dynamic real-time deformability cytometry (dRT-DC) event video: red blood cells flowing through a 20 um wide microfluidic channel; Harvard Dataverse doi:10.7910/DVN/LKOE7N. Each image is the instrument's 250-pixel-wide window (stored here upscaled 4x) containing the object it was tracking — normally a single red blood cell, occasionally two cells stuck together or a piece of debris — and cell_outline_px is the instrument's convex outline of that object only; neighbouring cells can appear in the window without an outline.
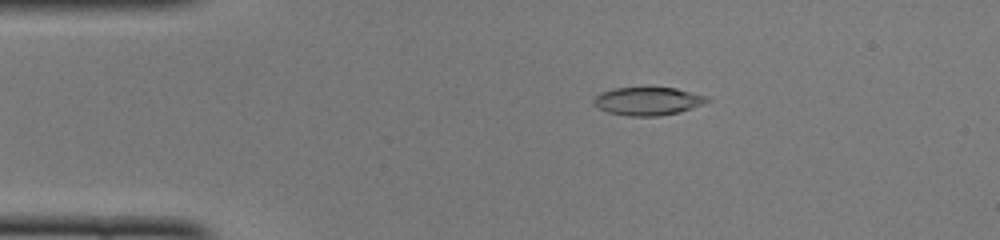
{"species": "common noctule bat (a hibernating species)", "species_latin": "Nyctalus noctula", "temperature_condition": "cold", "stored_images_in_passage": 50, "camera_frame_rate_fps": 3000, "um_per_image_px": 0.085, "animal": {"sex": "female", "body_mass_g": 22.0, "forearm_length_mm": 56.7}, "frame": {"image": 1, "passage_image": 9, "time_ms": 2.667, "image_size_px": [1000, 240], "cell_outline_px": [[708, 100], [704, 104], [680, 112], [660, 116], [628, 116], [608, 112], [600, 108], [592, 100], [600, 92], [616, 88], [676, 88], [708, 96]], "centroid_in_image_um": [55.09, 8.6], "position_along_channel_um": 29.9, "area_um2": 18.44}}
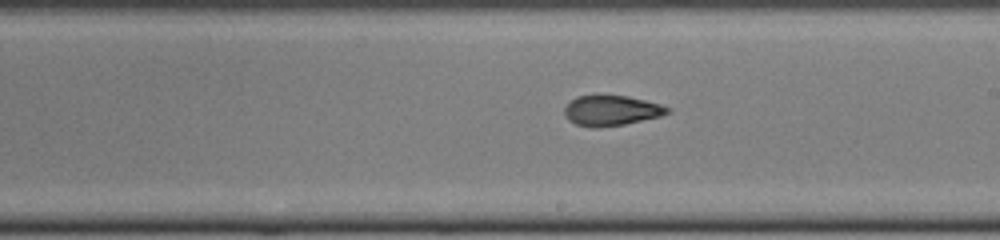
{"frame": {"image": 2, "passage_image": 28, "time_ms": 9.0, "image_size_px": [1000, 240], "cell_outline_px": [[672, 108], [668, 112], [660, 116], [624, 124], [600, 128], [592, 128], [576, 124], [568, 120], [564, 116], [564, 108], [576, 96], [628, 96], [660, 104]], "centroid_in_image_um": [51.94, 9.41], "position_along_channel_um": 237.1, "area_um2": 18.03}}
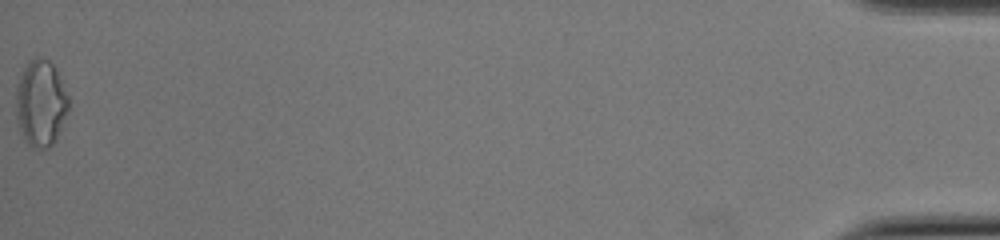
{"frame": {"image": 3, "passage_image": 50, "time_ms": 16.333, "image_size_px": [1000, 240], "cell_outline_px": [[68, 108], [56, 140], [48, 148], [32, 148], [24, 140], [20, 132], [16, 120], [16, 84], [24, 68], [36, 56], [44, 56], [56, 68], [68, 96]], "centroid_in_image_um": [3.44, 8.78], "position_along_channel_um": 431.8, "area_um2": 26.59}, "authors_computed_cell_mechanics": {"area_um2": 18.7561, "velocity_mm_per_s": 4.0085, "shape_relaxation_time_tau1_ms": null, "shape_relaxation_time_tau2_ms": 2.0905, "deformation_change_tau1": null, "deformation_change_tau2": 0.0939}}